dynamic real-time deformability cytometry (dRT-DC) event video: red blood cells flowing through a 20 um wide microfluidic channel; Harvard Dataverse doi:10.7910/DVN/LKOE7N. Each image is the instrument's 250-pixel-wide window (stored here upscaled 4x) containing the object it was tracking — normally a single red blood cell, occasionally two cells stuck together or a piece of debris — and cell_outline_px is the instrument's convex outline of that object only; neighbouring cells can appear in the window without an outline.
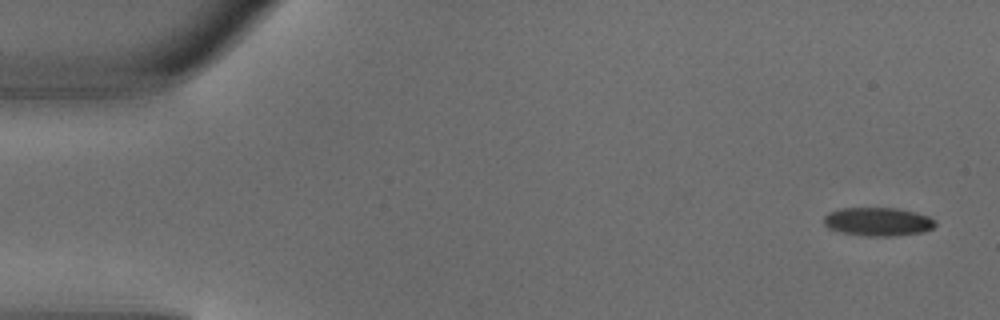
{"species": "common noctule bat (a hibernating species)", "species_latin": "Nyctalus noctula", "temperature_condition": "warm", "stored_images_in_passage": 4, "segment_of_instrument_passage": [2, 2], "camera_frame_rate_fps": 3000, "um_per_image_px": 0.085, "animal": {"sex": "male", "body_mass_g": 18.8}, "frame": {"image": 1, "passage_image": 4, "time_ms": 1.0, "image_size_px": [1000, 320], "cell_outline_px": [[936, 224], [932, 228], [924, 232], [896, 236], [864, 236], [840, 232], [828, 228], [824, 224], [824, 216], [828, 212], [840, 208], [896, 208], [916, 212], [928, 216], [936, 220]], "centroid_in_image_um": [74.62, 18.84], "position_along_channel_um": 10.4, "area_um2": 18.73}}